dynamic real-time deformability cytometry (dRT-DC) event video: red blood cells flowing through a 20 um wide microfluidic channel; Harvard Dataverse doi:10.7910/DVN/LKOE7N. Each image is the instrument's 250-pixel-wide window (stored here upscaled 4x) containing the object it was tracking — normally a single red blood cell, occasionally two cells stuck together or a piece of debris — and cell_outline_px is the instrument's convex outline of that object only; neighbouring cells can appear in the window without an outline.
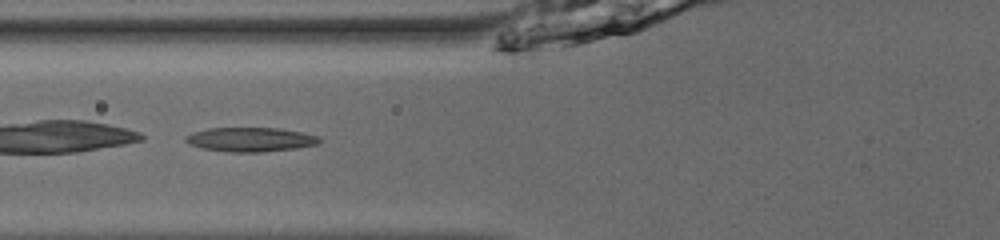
{"species": "common noctule bat (a hibernating species)", "species_latin": "Nyctalus noctula", "temperature_condition": "room temperature", "stored_images_in_passage": 52, "camera_frame_rate_fps": 3000, "um_per_image_px": 0.085, "animal": {"sex": "male", "body_mass_g": 13.0, "forearm_length_mm": 53.1}, "frame": {"image": 1, "passage_image": 23, "time_ms": 7.333, "image_size_px": [1000, 240], "cell_outline_px": [[320, 140], [316, 144], [296, 148], [260, 152], [228, 152], [200, 148], [188, 144], [184, 140], [184, 136], [192, 132], [208, 128], [280, 128], [300, 132], [316, 136]], "centroid_in_image_um": [21.18, 11.86], "position_along_channel_um": 104.6, "area_um2": 18.84}}